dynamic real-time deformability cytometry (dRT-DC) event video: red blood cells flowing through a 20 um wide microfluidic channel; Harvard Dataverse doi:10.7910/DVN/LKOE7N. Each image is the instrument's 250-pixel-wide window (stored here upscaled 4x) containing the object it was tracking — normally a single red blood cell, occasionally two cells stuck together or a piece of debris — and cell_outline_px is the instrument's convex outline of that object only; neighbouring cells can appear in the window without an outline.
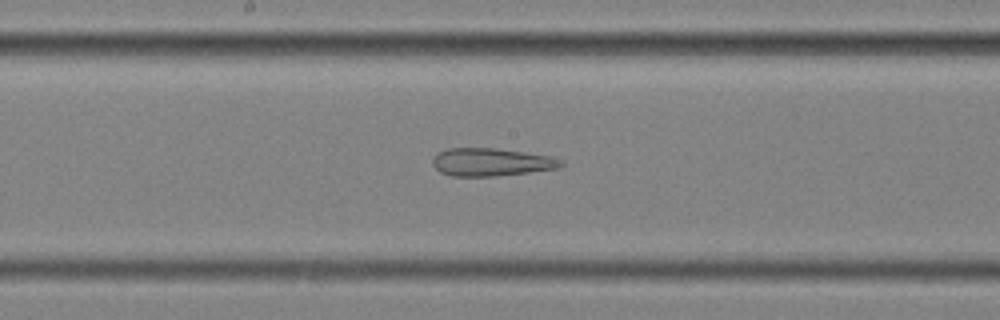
{"species": "common noctule bat (a hibernating species)", "species_latin": "Nyctalus noctula", "temperature_condition": "cold", "stored_images_in_passage": 57, "camera_frame_rate_fps": 3000, "um_per_image_px": 0.085, "animal": {"sex": "female", "body_mass_g": 25.1}, "frame": {"image": 1, "passage_image": 30, "time_ms": 9.667, "image_size_px": [1000, 320], "cell_outline_px": [[564, 164], [560, 168], [496, 176], [452, 176], [440, 172], [432, 164], [432, 160], [436, 152], [448, 148], [496, 148], [552, 156], [560, 160]], "centroid_in_image_um": [41.73, 13.77], "position_along_channel_um": 206.5, "area_um2": 20.92}}
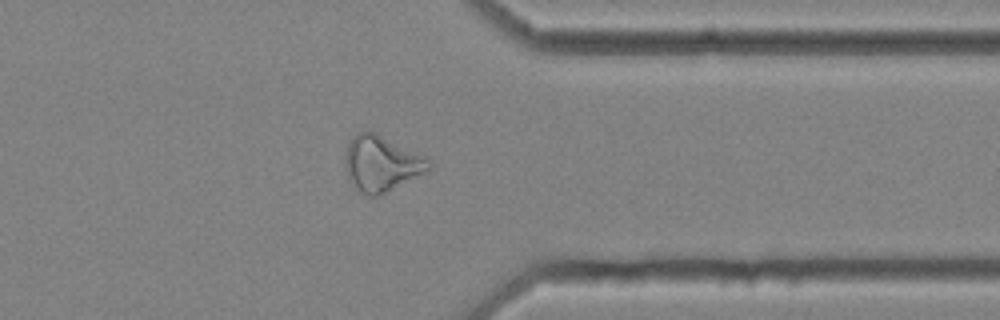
{"frame": {"image": 2, "passage_image": 45, "time_ms": 14.667, "image_size_px": [1000, 320], "cell_outline_px": [[432, 168], [428, 172], [376, 196], [368, 196], [360, 192], [352, 184], [348, 176], [344, 164], [348, 140], [352, 136], [368, 128], [428, 156], [432, 164]], "centroid_in_image_um": [32.45, 13.85], "position_along_channel_um": 378.9, "area_um2": 27.74}}
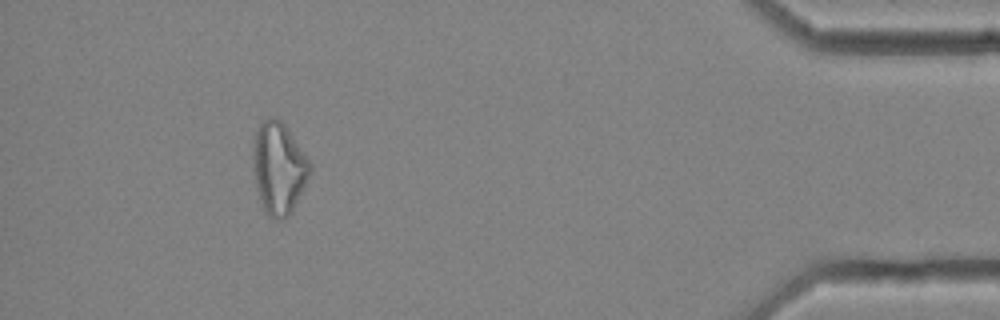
{"frame": {"image": 3, "passage_image": 52, "time_ms": 17.0, "image_size_px": [1000, 320], "cell_outline_px": [[312, 168], [288, 216], [284, 220], [276, 220], [268, 216], [260, 200], [256, 184], [252, 156], [252, 148], [256, 132], [260, 124], [264, 120], [276, 116], [284, 124], [312, 164]], "centroid_in_image_um": [23.67, 14.27], "position_along_channel_um": 411.5, "area_um2": 29.82}, "authors_computed_cell_mechanics": {"area_um2": 28.4376, "velocity_mm_per_s": 3.5363, "shape_relaxation_time_tau1_ms": null, "shape_relaxation_time_tau2_ms": 4.014, "deformation_change_tau1": null, "deformation_change_tau2": 0.1646}}